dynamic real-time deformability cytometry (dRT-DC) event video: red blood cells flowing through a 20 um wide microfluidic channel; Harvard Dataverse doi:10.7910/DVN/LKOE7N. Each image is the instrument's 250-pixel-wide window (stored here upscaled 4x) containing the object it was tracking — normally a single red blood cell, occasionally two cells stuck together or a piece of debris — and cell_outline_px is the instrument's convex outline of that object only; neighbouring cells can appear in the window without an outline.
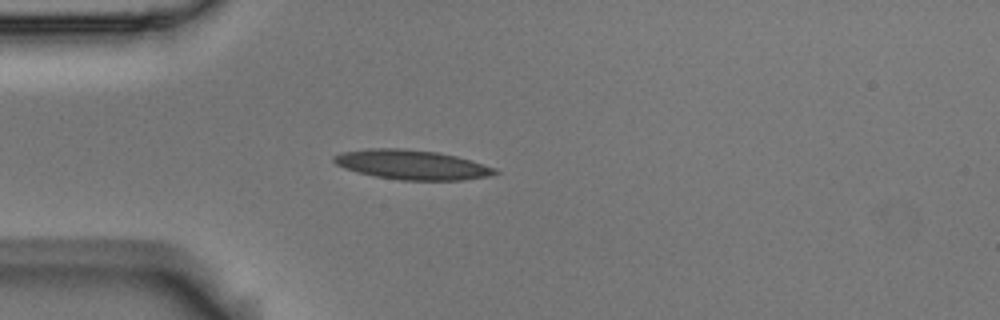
{"species": "Egyptian fruit bat (a non-hibernating species)", "species_latin": "Rousettus aegyptiacus", "temperature_condition": "room temperature", "stored_images_in_passage": 4, "camera_frame_rate_fps": 3000, "um_per_image_px": 0.085, "animal": {"sex": "male"}, "frame": {"image": 1, "passage_image": 3, "time_ms": 0.667, "image_size_px": [1000, 320], "cell_outline_px": [[500, 172], [488, 176], [464, 180], [400, 180], [376, 176], [356, 172], [344, 168], [336, 164], [332, 160], [332, 156], [340, 152], [368, 148], [400, 148], [436, 152], [456, 156], [496, 168]], "centroid_in_image_um": [34.97, 14.0], "position_along_channel_um": 50.0, "area_um2": 27.74}}